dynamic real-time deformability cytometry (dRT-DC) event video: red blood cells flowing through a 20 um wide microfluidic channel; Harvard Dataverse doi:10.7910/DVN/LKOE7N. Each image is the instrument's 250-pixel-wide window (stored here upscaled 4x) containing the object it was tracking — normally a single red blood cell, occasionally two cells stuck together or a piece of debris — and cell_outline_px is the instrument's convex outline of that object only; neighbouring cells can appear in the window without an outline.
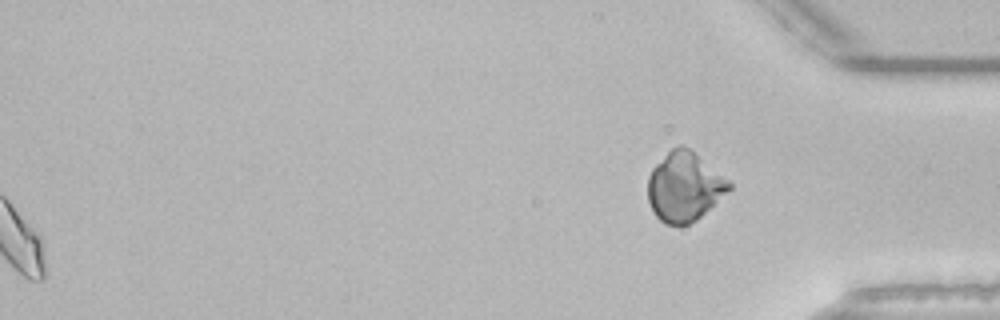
{"species": "common noctule bat (a hibernating species)", "species_latin": "Nyctalus noctula", "temperature_condition": "room temperature", "stored_images_in_passage": 53, "segment_of_instrument_passage": [2, 2], "camera_frame_rate_fps": 3000, "um_per_image_px": 0.085, "animal": {"sex": "male", "body_mass_g": 21.5, "forearm_length_mm": 52.0}, "frame": {"image": 1, "passage_image": 53, "time_ms": 17.333, "image_size_px": [1000, 320], "cell_outline_px": [[732, 188], [696, 220], [688, 224], [664, 224], [656, 216], [648, 200], [648, 176], [652, 168], [672, 148], [680, 144], [688, 148], [728, 180], [732, 184]], "centroid_in_image_um": [58.15, 15.88], "position_along_channel_um": 377.1, "area_um2": 32.14}}